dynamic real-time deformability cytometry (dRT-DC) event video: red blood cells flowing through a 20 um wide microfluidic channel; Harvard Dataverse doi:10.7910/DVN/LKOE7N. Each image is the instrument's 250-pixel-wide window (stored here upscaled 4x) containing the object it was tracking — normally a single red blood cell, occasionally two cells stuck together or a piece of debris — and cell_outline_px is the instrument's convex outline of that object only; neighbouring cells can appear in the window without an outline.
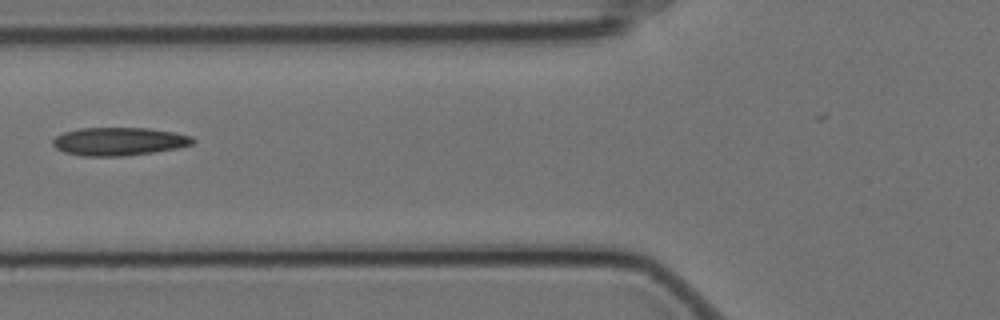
{"species": "Egyptian fruit bat (a non-hibernating species)", "species_latin": "Rousettus aegyptiacus", "temperature_condition": "cold", "stored_images_in_passage": 9, "camera_frame_rate_fps": 3000, "um_per_image_px": 0.085, "animal": {"sex": "female"}, "frame": {"image": 1, "passage_image": 6, "time_ms": 1.667, "image_size_px": [1000, 320], "cell_outline_px": [[196, 140], [192, 144], [180, 148], [124, 156], [84, 156], [64, 152], [56, 148], [52, 144], [52, 140], [56, 136], [64, 132], [80, 128], [148, 128], [172, 132], [192, 136]], "centroid_in_image_um": [10.11, 12.02], "position_along_channel_um": 115.7, "area_um2": 22.95}}
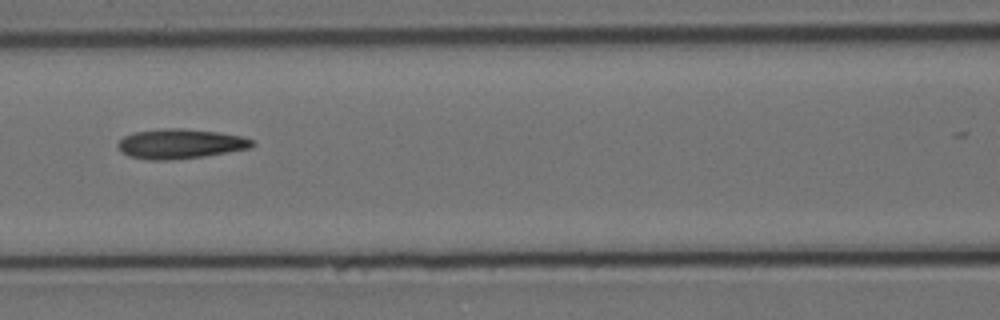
{"frame": {"image": 2, "passage_image": 7, "time_ms": 2.0, "image_size_px": [1000, 320], "cell_outline_px": [[256, 144], [252, 148], [204, 156], [172, 160], [148, 160], [128, 156], [120, 152], [116, 144], [124, 136], [136, 132], [164, 128], [184, 128], [220, 132], [244, 136], [252, 140]], "centroid_in_image_um": [15.34, 12.22], "position_along_channel_um": 151.3, "area_um2": 23.58}}
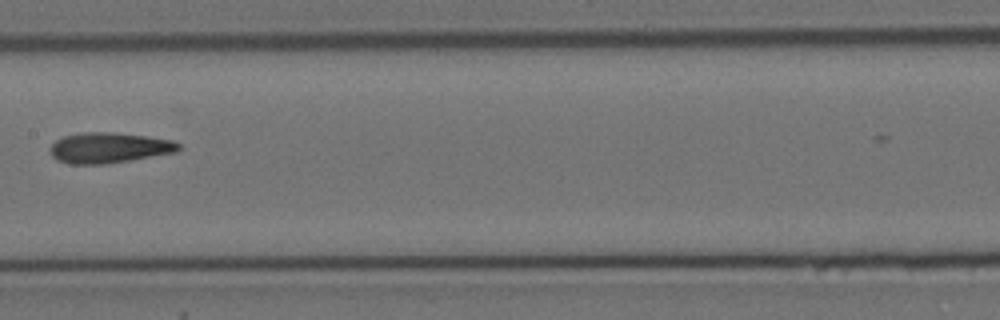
{"frame": {"image": 3, "passage_image": 8, "time_ms": 2.333, "image_size_px": [1000, 320], "cell_outline_px": [[180, 148], [176, 152], [104, 164], [72, 164], [56, 160], [52, 156], [52, 144], [56, 140], [64, 136], [80, 132], [112, 132], [148, 136], [172, 140], [180, 144]], "centroid_in_image_um": [9.27, 12.55], "position_along_channel_um": 198.1, "area_um2": 22.66}}